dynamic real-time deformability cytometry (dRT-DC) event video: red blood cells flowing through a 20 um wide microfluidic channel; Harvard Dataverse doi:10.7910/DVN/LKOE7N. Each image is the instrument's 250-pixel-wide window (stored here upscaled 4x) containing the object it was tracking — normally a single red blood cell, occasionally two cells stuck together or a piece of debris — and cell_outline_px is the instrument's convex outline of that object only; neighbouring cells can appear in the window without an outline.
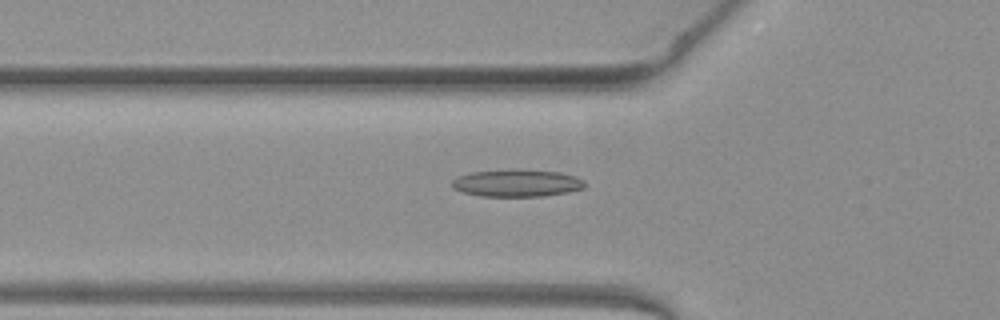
{"species": "common noctule bat (a hibernating species)", "species_latin": "Nyctalus noctula", "temperature_condition": "warm", "stored_images_in_passage": 37, "camera_frame_rate_fps": 3000, "um_per_image_px": 0.085, "animal": {"sex": "female", "body_mass_g": 19.3, "forearm_length_mm": 54.1}, "frame": {"image": 1, "passage_image": 3, "time_ms": 0.667, "image_size_px": [1000, 320], "cell_outline_px": [[584, 188], [568, 192], [544, 196], [480, 196], [464, 192], [452, 188], [452, 180], [456, 176], [468, 172], [560, 172], [576, 176], [584, 180]], "centroid_in_image_um": [43.92, 15.61], "position_along_channel_um": 81.9, "area_um2": 20.17}}
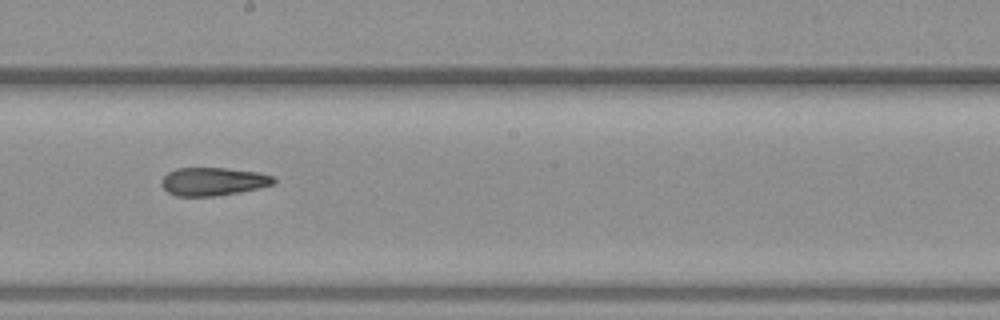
{"frame": {"image": 2, "passage_image": 14, "time_ms": 4.333, "image_size_px": [1000, 320], "cell_outline_px": [[276, 180], [272, 184], [260, 188], [240, 192], [216, 196], [176, 196], [168, 192], [160, 184], [160, 180], [168, 172], [176, 168], [228, 168], [260, 172], [272, 176]], "centroid_in_image_um": [18.11, 15.42], "position_along_channel_um": 230.1, "area_um2": 18.55}}
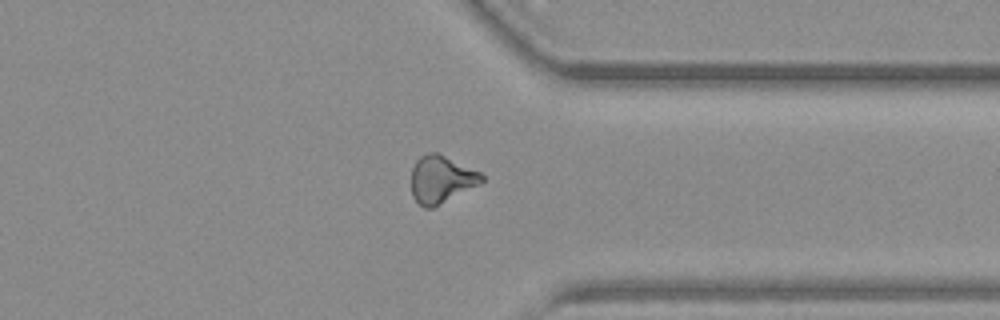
{"frame": {"image": 3, "passage_image": 25, "time_ms": 8.0, "image_size_px": [1000, 320], "cell_outline_px": [[484, 180], [480, 184], [432, 208], [424, 208], [412, 196], [412, 168], [416, 160], [420, 156], [428, 152], [436, 152], [480, 172], [484, 176]], "centroid_in_image_um": [37.5, 15.24], "position_along_channel_um": 373.9, "area_um2": 19.25}, "authors_computed_cell_mechanics": {"area_um2": 19.1896, "velocity_mm_per_s": 4.016, "shape_relaxation_time_tau1_ms": null, "shape_relaxation_time_tau2_ms": 5.0997, "deformation_change_tau1": null, "deformation_change_tau2": 0.1454}}